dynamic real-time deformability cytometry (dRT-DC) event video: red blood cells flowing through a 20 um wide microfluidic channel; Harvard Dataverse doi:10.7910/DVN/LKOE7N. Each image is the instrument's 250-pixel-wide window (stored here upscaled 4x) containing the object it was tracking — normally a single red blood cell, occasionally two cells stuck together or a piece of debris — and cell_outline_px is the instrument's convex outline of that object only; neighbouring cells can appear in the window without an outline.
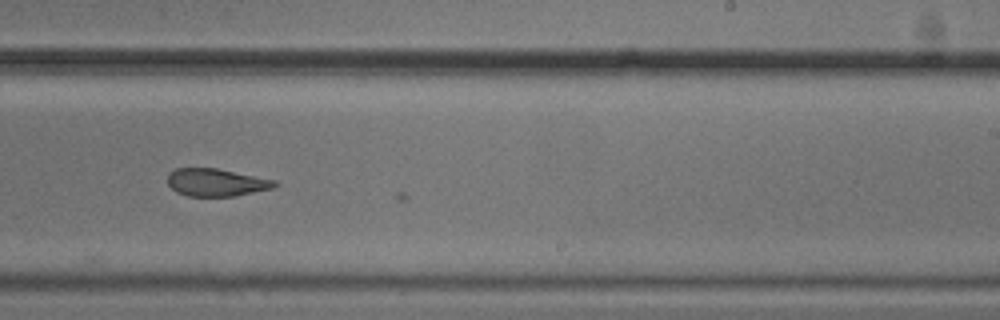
{"species": "common noctule bat (a hibernating species)", "species_latin": "Nyctalus noctula", "temperature_condition": "cold", "stored_images_in_passage": 33, "camera_frame_rate_fps": 3000, "um_per_image_px": 0.085, "animal": {"sex": "male", "body_mass_g": 20.5, "forearm_length_mm": 52.5}, "frame": {"image": 1, "passage_image": 32, "time_ms": 10.333, "image_size_px": [1000, 320], "cell_outline_px": [[280, 184], [272, 188], [236, 196], [188, 196], [176, 192], [168, 184], [168, 176], [176, 168], [216, 168], [276, 180]], "centroid_in_image_um": [18.4, 15.51], "position_along_channel_um": 270.6, "area_um2": 17.17}}